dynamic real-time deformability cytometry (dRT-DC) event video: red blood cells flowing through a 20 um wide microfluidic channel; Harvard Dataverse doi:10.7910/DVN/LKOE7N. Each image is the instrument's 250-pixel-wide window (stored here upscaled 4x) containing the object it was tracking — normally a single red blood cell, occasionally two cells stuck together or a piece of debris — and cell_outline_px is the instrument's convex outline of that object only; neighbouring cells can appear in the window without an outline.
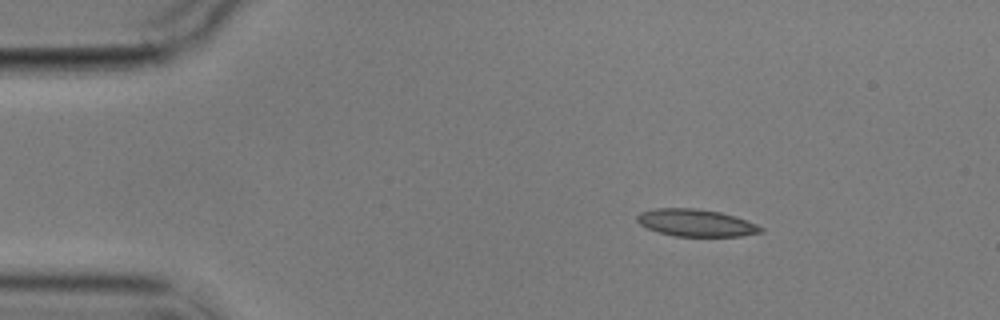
{"species": "common noctule bat (a hibernating species)", "species_latin": "Nyctalus noctula", "temperature_condition": "cold", "stored_images_in_passage": 4, "camera_frame_rate_fps": 3000, "um_per_image_px": 0.085, "animal": {"sex": "male", "body_mass_g": 17.9}, "frame": {"image": 1, "passage_image": 1, "time_ms": 0.0, "image_size_px": [1000, 320], "cell_outline_px": [[764, 232], [740, 236], [676, 236], [660, 232], [648, 228], [640, 224], [636, 220], [636, 216], [640, 212], [656, 208], [696, 208], [720, 212], [736, 216], [756, 224], [764, 228]], "centroid_in_image_um": [59.18, 18.93], "position_along_channel_um": 25.8, "area_um2": 19.59}}